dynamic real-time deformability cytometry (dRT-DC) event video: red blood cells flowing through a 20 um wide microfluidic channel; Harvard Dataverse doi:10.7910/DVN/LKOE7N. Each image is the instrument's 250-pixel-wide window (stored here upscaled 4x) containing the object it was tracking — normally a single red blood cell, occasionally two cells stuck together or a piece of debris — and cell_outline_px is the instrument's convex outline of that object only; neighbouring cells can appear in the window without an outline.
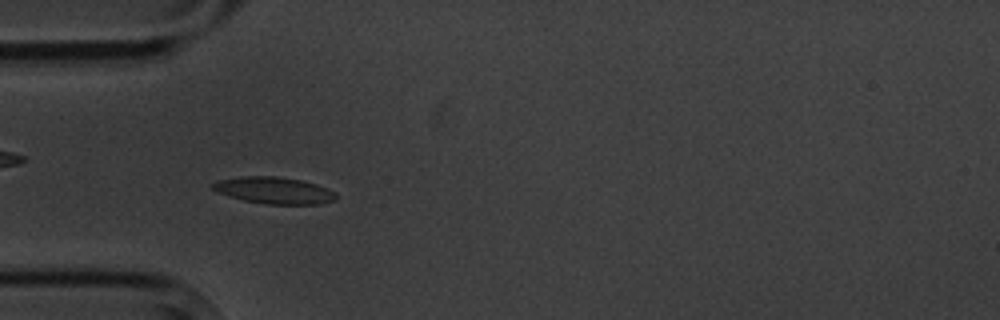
{"species": "common noctule bat (a hibernating species)", "species_latin": "Nyctalus noctula", "temperature_condition": "cold", "stored_images_in_passage": 8, "camera_frame_rate_fps": 3000, "um_per_image_px": 0.085, "animal": {"sex": "male", "body_mass_g": 20.1, "forearm_length_mm": 53.5}, "frame": {"image": 1, "passage_image": 6, "time_ms": 6.0, "image_size_px": [1000, 320], "cell_outline_px": [[336, 200], [320, 204], [264, 204], [244, 200], [228, 196], [216, 192], [212, 188], [212, 184], [216, 180], [240, 176], [276, 176], [300, 180], [316, 184], [328, 188], [336, 192]], "centroid_in_image_um": [23.28, 16.18], "position_along_channel_um": 61.7, "area_um2": 19.36}}
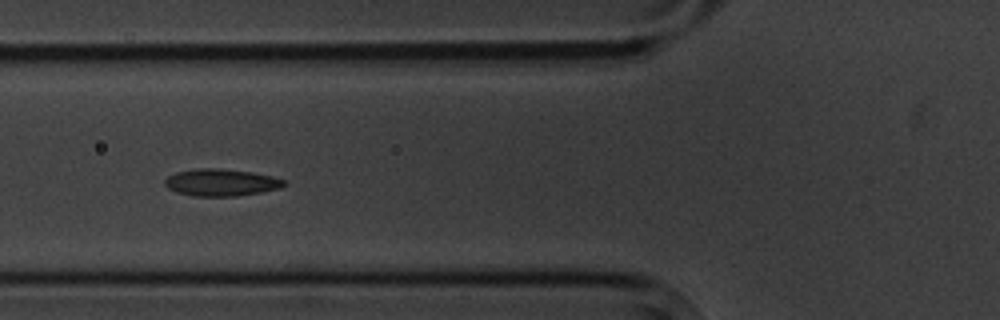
{"frame": {"image": 2, "passage_image": 7, "time_ms": 7.333, "image_size_px": [1000, 320], "cell_outline_px": [[284, 184], [280, 188], [260, 192], [236, 196], [192, 196], [176, 192], [168, 188], [164, 184], [164, 180], [168, 176], [176, 172], [196, 168], [220, 168], [252, 172], [272, 176], [284, 180]], "centroid_in_image_um": [18.75, 15.5], "position_along_channel_um": 107.1, "area_um2": 18.79}}
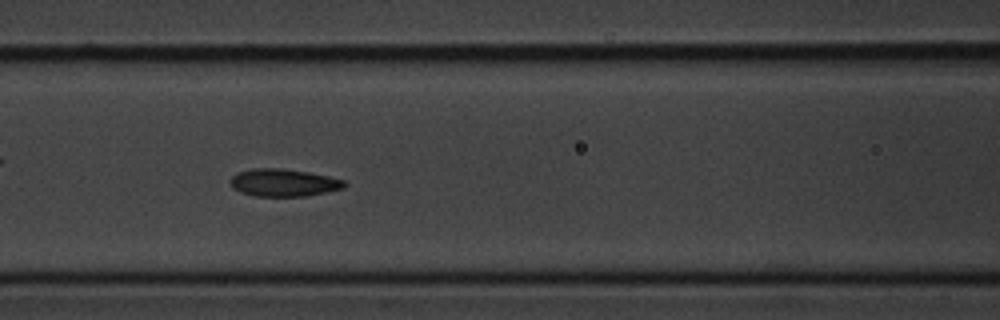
{"frame": {"image": 3, "passage_image": 8, "time_ms": 8.333, "image_size_px": [1000, 320], "cell_outline_px": [[348, 184], [344, 188], [328, 192], [304, 196], [256, 196], [240, 192], [232, 188], [232, 176], [236, 172], [252, 168], [280, 168], [308, 172], [328, 176], [344, 180]], "centroid_in_image_um": [24.12, 15.52], "position_along_channel_um": 142.5, "area_um2": 18.32}}